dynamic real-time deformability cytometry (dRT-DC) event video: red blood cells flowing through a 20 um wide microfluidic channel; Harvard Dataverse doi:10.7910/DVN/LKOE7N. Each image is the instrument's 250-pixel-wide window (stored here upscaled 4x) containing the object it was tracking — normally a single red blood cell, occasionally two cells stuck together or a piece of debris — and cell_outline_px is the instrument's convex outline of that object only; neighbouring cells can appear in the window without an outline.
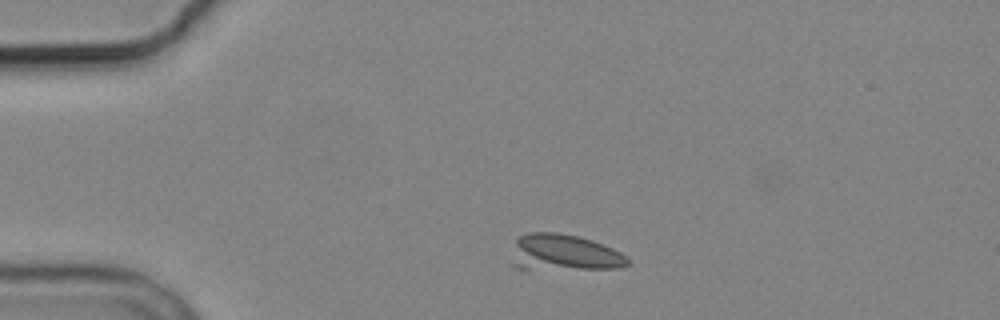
{"species": "common noctule bat (a hibernating species)", "species_latin": "Nyctalus noctula", "temperature_condition": "cold", "stored_images_in_passage": 3, "camera_frame_rate_fps": 3000, "um_per_image_px": 0.085, "animal": {"sex": "male", "body_mass_g": 19.2, "forearm_length_mm": 51.8}, "frame": {"image": 1, "passage_image": 1, "time_ms": 0.0, "image_size_px": [1000, 320], "cell_outline_px": [[632, 260], [628, 264], [620, 268], [528, 272], [512, 268], [512, 264], [516, 240], [520, 236], [528, 232], [556, 232], [580, 236], [604, 244], [620, 252]], "centroid_in_image_um": [47.91, 21.54], "position_along_channel_um": 37.1, "area_um2": 25.95}}
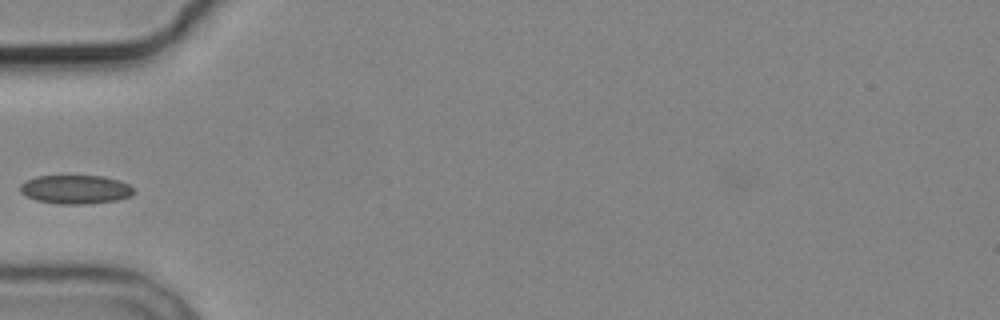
{"frame": {"image": 2, "passage_image": 3, "time_ms": 2.333, "image_size_px": [1000, 320], "cell_outline_px": [[136, 192], [132, 196], [116, 200], [84, 204], [60, 204], [36, 200], [20, 192], [20, 184], [36, 176], [104, 176], [120, 180], [136, 188]], "centroid_in_image_um": [6.48, 16.1], "position_along_channel_um": 78.5, "area_um2": 19.13}}